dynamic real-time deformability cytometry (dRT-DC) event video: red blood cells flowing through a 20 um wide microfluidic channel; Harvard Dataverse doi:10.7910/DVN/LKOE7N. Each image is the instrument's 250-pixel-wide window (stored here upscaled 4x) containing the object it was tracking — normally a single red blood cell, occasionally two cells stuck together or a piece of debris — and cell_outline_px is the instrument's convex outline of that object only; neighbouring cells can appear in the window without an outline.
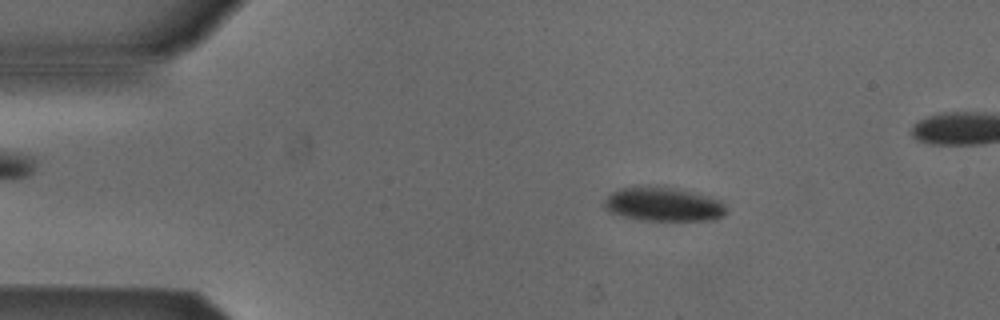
{"species": "Egyptian fruit bat (a non-hibernating species)", "species_latin": "Rousettus aegyptiacus", "temperature_condition": "cold", "stored_images_in_passage": 50, "camera_frame_rate_fps": 3000, "um_per_image_px": 0.085, "animal": {"sex": "male"}, "frame": {"image": 1, "passage_image": 9, "time_ms": 2.667, "image_size_px": [1000, 320], "cell_outline_px": [[728, 212], [724, 216], [716, 220], [644, 220], [620, 216], [604, 208], [604, 200], [612, 192], [620, 188], [652, 184], [676, 188], [696, 192], [720, 200], [724, 204]], "centroid_in_image_um": [56.41, 17.34], "position_along_channel_um": 28.6, "area_um2": 24.68}}
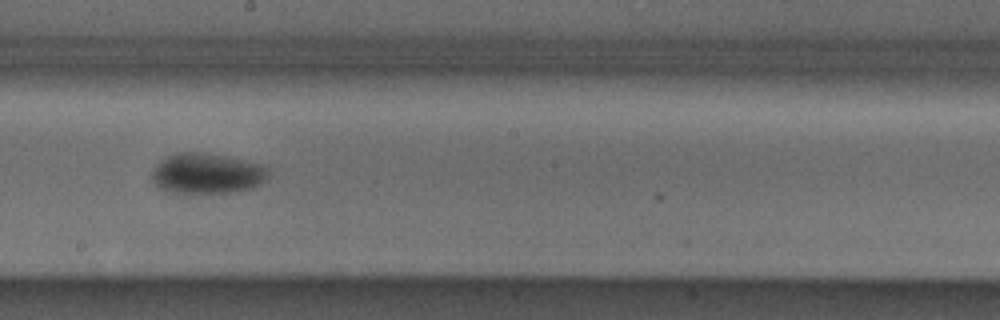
{"frame": {"image": 2, "passage_image": 29, "time_ms": 9.333, "image_size_px": [1000, 320], "cell_outline_px": [[268, 176], [264, 180], [252, 188], [228, 192], [164, 192], [152, 180], [152, 172], [156, 164], [160, 160], [176, 152], [200, 152], [224, 156], [260, 164], [268, 168]], "centroid_in_image_um": [17.54, 14.73], "position_along_channel_um": 230.7, "area_um2": 27.11}}
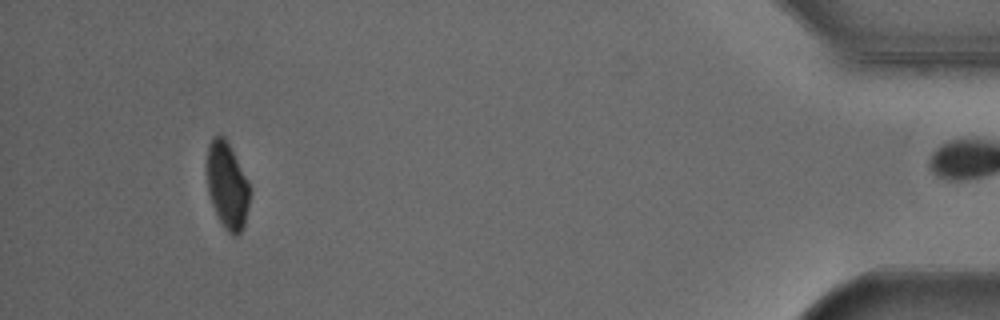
{"frame": {"image": 3, "passage_image": 49, "time_ms": 16.0, "image_size_px": [1000, 320], "cell_outline_px": [[248, 204], [244, 224], [240, 232], [236, 236], [232, 236], [224, 228], [212, 204], [208, 192], [208, 144], [212, 136], [220, 132], [224, 136], [248, 184]], "centroid_in_image_um": [19.28, 15.76], "position_along_channel_um": 415.9, "area_um2": 20.81}, "authors_computed_cell_mechanics": {"area_um2": 25.9233, "velocity_mm_per_s": 3.8682, "shape_relaxation_time_tau1_ms": 5.625, "shape_relaxation_time_tau2_ms": null, "deformation_change_tau1": 0.0908, "deformation_change_tau2": null}}